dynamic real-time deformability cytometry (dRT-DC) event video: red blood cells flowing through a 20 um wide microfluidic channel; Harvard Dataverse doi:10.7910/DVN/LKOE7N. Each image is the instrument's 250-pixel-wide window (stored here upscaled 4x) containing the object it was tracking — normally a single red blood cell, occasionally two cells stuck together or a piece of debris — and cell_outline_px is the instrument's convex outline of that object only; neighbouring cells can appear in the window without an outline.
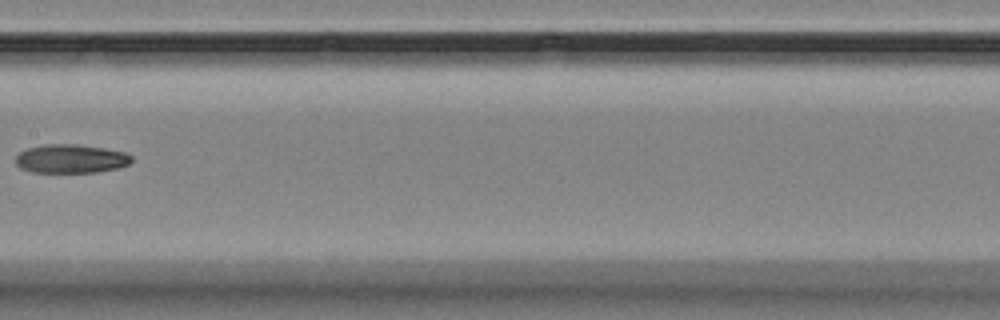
{"species": "Egyptian fruit bat (a non-hibernating species)", "species_latin": "Rousettus aegyptiacus", "temperature_condition": "room temperature", "stored_images_in_passage": 10, "camera_frame_rate_fps": 3000, "um_per_image_px": 0.085, "animal": {"sex": "female"}, "frame": {"image": 1, "passage_image": 9, "time_ms": 9.333, "image_size_px": [1000, 320], "cell_outline_px": [[132, 160], [128, 164], [120, 168], [96, 172], [32, 172], [20, 168], [16, 164], [16, 156], [20, 152], [28, 148], [44, 144], [76, 144], [104, 148], [124, 152], [132, 156]], "centroid_in_image_um": [6.02, 13.49], "position_along_channel_um": 201.4, "area_um2": 19.42}}
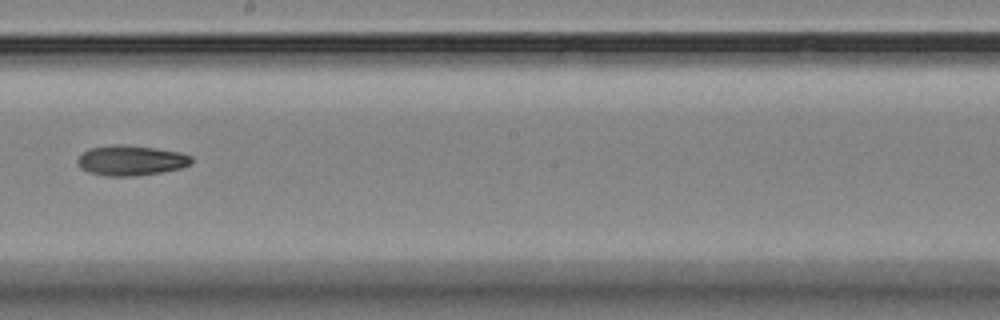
{"frame": {"image": 2, "passage_image": 10, "time_ms": 10.333, "image_size_px": [1000, 320], "cell_outline_px": [[192, 164], [180, 168], [160, 172], [136, 176], [104, 176], [88, 172], [80, 168], [76, 164], [76, 160], [88, 148], [108, 144], [120, 144], [156, 148], [180, 152], [192, 156]], "centroid_in_image_um": [11.09, 13.63], "position_along_channel_um": 237.1, "area_um2": 20.29}}